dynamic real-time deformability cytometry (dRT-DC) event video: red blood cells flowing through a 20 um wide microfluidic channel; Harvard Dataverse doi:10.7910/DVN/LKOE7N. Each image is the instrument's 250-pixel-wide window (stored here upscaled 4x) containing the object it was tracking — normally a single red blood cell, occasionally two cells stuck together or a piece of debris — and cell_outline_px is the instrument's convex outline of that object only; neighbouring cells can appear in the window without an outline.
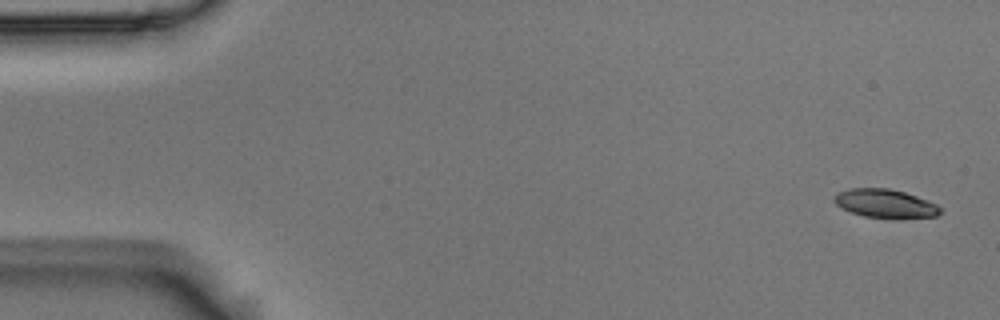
{"species": "Egyptian fruit bat (a non-hibernating species)", "species_latin": "Rousettus aegyptiacus", "temperature_condition": "room temperature", "stored_images_in_passage": 4, "camera_frame_rate_fps": 3000, "um_per_image_px": 0.085, "animal": {"sex": "male"}, "frame": {"image": 1, "passage_image": 1, "time_ms": 0.0, "image_size_px": [1000, 320], "cell_outline_px": [[940, 212], [936, 216], [864, 216], [840, 208], [832, 200], [836, 192], [848, 188], [888, 188], [904, 192], [928, 200], [936, 204], [940, 208]], "centroid_in_image_um": [75.14, 17.24], "position_along_channel_um": 9.9, "area_um2": 17.05}}